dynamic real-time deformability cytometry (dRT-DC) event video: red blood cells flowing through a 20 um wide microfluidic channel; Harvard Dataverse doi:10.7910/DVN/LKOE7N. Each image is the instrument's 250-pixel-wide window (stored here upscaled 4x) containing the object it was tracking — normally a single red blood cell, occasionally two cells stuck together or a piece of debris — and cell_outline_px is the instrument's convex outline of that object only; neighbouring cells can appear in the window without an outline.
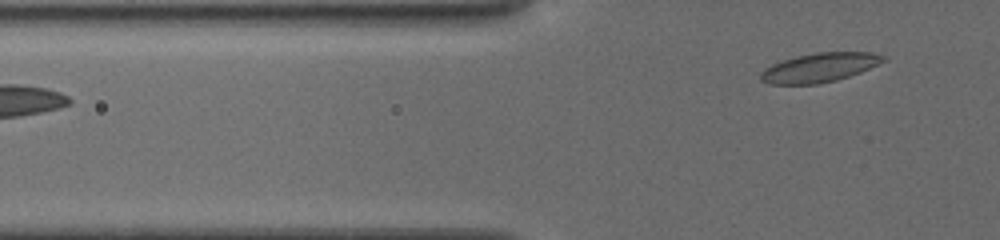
{"species": "common noctule bat (a hibernating species)", "species_latin": "Nyctalus noctula", "temperature_condition": "cold", "stored_images_in_passage": 6, "segment_of_instrument_passage": [2, 2], "camera_frame_rate_fps": 3000, "um_per_image_px": 0.085, "animal": {"sex": "female", "body_mass_g": 19.5, "forearm_length_mm": 54.1}, "frame": {"image": 1, "passage_image": 6, "time_ms": 3.0, "image_size_px": [1000, 240], "cell_outline_px": [[888, 60], [860, 72], [836, 80], [816, 84], [768, 84], [760, 80], [760, 72], [764, 68], [772, 64], [796, 56], [816, 52], [872, 52], [888, 56]], "centroid_in_image_um": [69.68, 5.73], "position_along_channel_um": 56.1, "area_um2": 20.92}}